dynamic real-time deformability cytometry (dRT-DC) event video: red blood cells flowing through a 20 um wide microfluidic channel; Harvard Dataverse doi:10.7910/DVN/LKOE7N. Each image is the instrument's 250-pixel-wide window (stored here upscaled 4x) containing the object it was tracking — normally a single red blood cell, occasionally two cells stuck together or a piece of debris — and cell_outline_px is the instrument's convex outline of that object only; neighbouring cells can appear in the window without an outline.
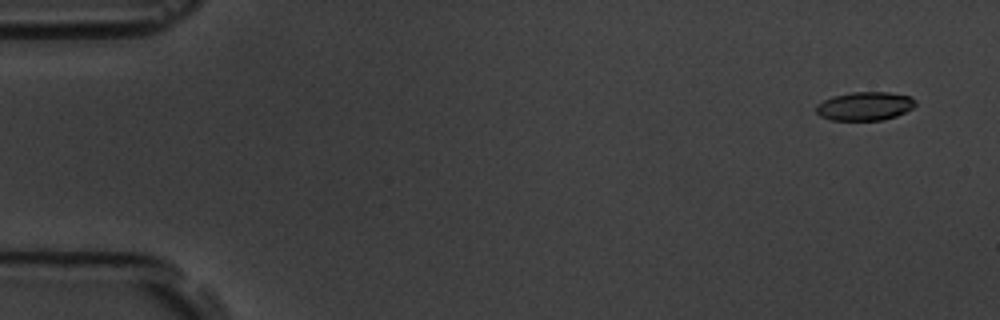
{"species": "common noctule bat (a hibernating species)", "species_latin": "Nyctalus noctula", "temperature_condition": "room temperature", "stored_images_in_passage": 6, "camera_frame_rate_fps": 3000, "um_per_image_px": 0.085, "animal": {"sex": "male", "body_mass_g": 19.5, "forearm_length_mm": 54.6}, "frame": {"image": 1, "passage_image": 2, "time_ms": 1.0, "image_size_px": [1000, 320], "cell_outline_px": [[916, 104], [912, 108], [896, 116], [884, 120], [832, 120], [820, 116], [816, 112], [816, 104], [832, 96], [852, 92], [888, 92], [912, 96], [916, 100]], "centroid_in_image_um": [73.52, 9.01], "position_along_channel_um": 11.5, "area_um2": 16.65}}